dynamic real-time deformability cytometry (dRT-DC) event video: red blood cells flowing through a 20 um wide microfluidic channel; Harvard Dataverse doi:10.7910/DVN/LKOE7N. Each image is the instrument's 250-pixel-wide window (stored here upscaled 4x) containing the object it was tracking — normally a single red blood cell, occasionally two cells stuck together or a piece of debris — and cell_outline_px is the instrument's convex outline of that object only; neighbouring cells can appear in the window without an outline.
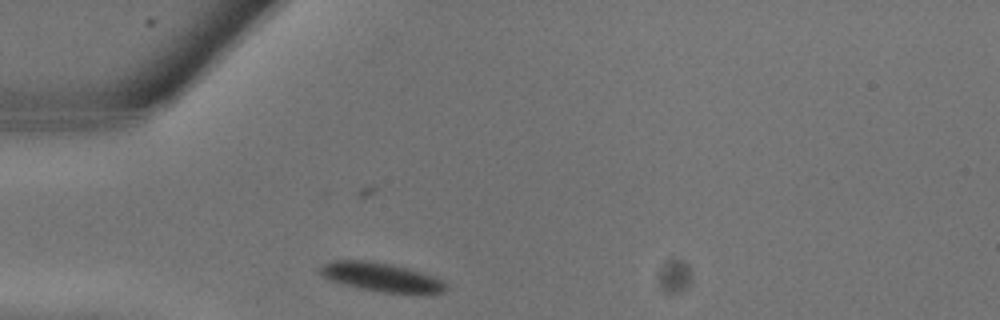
{"species": "common noctule bat (a hibernating species)", "species_latin": "Nyctalus noctula", "temperature_condition": "warm", "stored_images_in_passage": 11, "camera_frame_rate_fps": 3000, "um_per_image_px": 0.085, "animal": {"sex": "male", "body_mass_g": 13.3}, "frame": {"image": 1, "passage_image": 1, "time_ms": 0.0, "image_size_px": [1000, 320], "cell_outline_px": [[448, 288], [444, 292], [384, 292], [360, 288], [344, 284], [332, 280], [324, 276], [320, 272], [320, 264], [332, 260], [368, 260], [392, 264], [408, 268], [432, 276], [448, 284]], "centroid_in_image_um": [32.36, 23.52], "position_along_channel_um": 52.6, "area_um2": 20.69}}
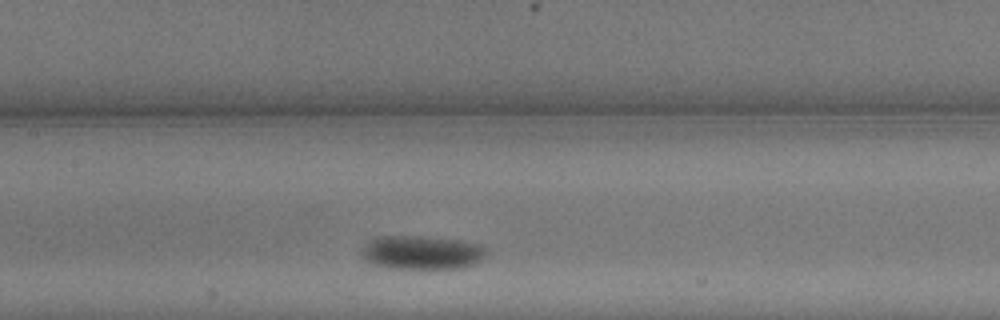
{"frame": {"image": 2, "passage_image": 6, "time_ms": 1.667, "image_size_px": [1000, 320], "cell_outline_px": [[488, 248], [484, 256], [476, 264], [460, 268], [388, 268], [372, 264], [364, 260], [364, 248], [376, 236], [420, 236], [460, 240], [480, 244]], "centroid_in_image_um": [35.91, 21.46], "position_along_channel_um": 171.5, "area_um2": 24.39}}
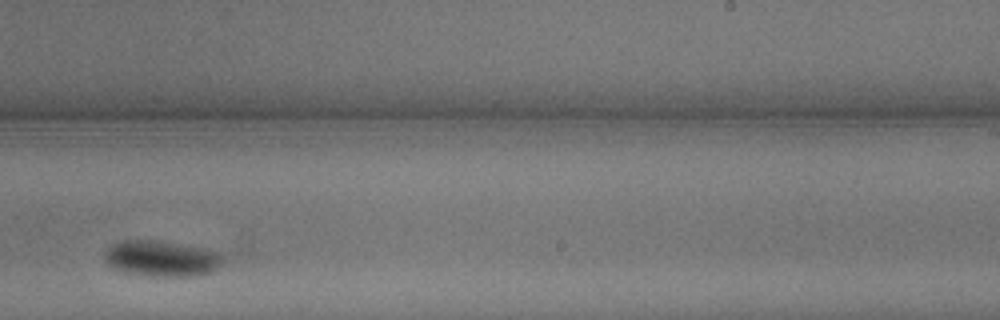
{"frame": {"image": 3, "passage_image": 10, "time_ms": 3.0, "image_size_px": [1000, 320], "cell_outline_px": [[224, 260], [212, 272], [196, 276], [156, 276], [128, 272], [112, 268], [108, 264], [104, 256], [108, 248], [112, 244], [124, 240], [156, 240], [180, 244], [220, 252], [224, 256]], "centroid_in_image_um": [13.76, 21.97], "position_along_channel_um": 275.2, "area_um2": 24.51}}